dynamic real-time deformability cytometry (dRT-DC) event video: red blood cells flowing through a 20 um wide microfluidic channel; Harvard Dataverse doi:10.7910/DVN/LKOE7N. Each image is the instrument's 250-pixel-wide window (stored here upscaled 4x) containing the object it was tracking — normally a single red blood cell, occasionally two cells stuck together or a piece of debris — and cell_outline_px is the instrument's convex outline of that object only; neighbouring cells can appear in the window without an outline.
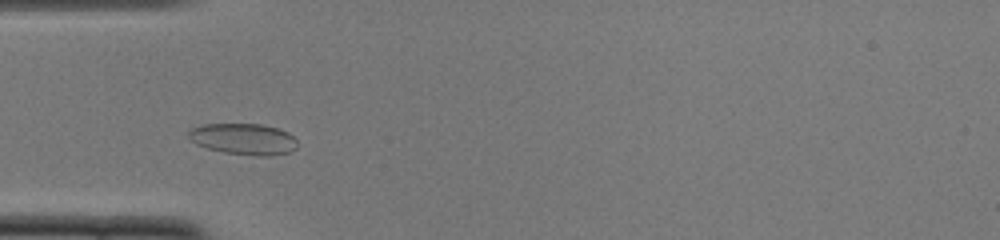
{"species": "common noctule bat (a hibernating species)", "species_latin": "Nyctalus noctula", "temperature_condition": "cold", "stored_images_in_passage": 44, "camera_frame_rate_fps": 3000, "um_per_image_px": 0.085, "animal": {"sex": "female", "body_mass_g": 22.0, "forearm_length_mm": 56.7}, "frame": {"image": 1, "passage_image": 8, "time_ms": 2.333, "image_size_px": [1000, 240], "cell_outline_px": [[296, 148], [288, 152], [272, 156], [256, 156], [224, 152], [208, 148], [196, 144], [188, 136], [188, 132], [192, 128], [204, 124], [264, 124], [288, 132], [296, 140]], "centroid_in_image_um": [20.71, 11.82], "position_along_channel_um": 64.3, "area_um2": 19.71}}
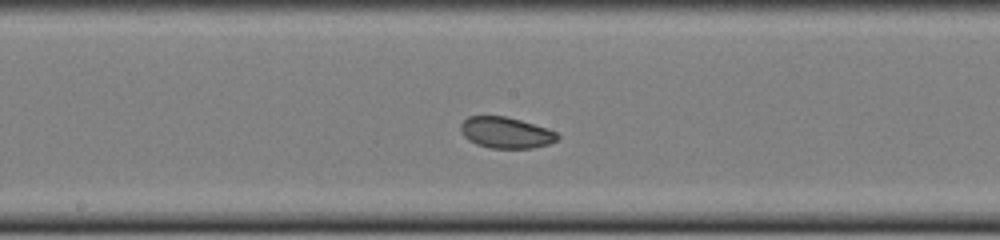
{"frame": {"image": 2, "passage_image": 19, "time_ms": 6.0, "image_size_px": [1000, 240], "cell_outline_px": [[560, 136], [556, 140], [548, 144], [532, 148], [492, 148], [476, 144], [468, 140], [464, 136], [460, 128], [460, 124], [468, 116], [504, 116], [520, 120], [548, 128], [556, 132]], "centroid_in_image_um": [43.0, 11.27], "position_along_channel_um": 205.2, "area_um2": 17.51}}
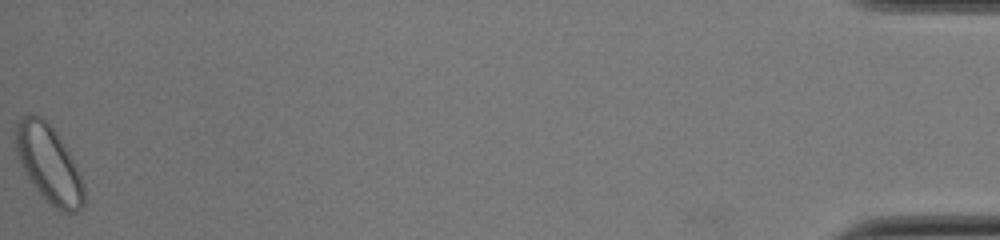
{"frame": {"image": 3, "passage_image": 44, "time_ms": 14.333, "image_size_px": [1000, 240], "cell_outline_px": [[84, 204], [76, 212], [60, 212], [32, 184], [24, 172], [20, 164], [16, 152], [16, 124], [24, 116], [32, 112], [40, 116], [56, 132], [68, 152], [84, 184]], "centroid_in_image_um": [4.13, 13.93], "position_along_channel_um": 431.1, "area_um2": 30.11}, "authors_computed_cell_mechanics": {"area_um2": 19.074, "velocity_mm_per_s": 3.8716, "shape_relaxation_time_tau1_ms": 2.6847, "shape_relaxation_time_tau2_ms": 4.5612, "deformation_change_tau1": 0.0659, "deformation_change_tau2": 0.0759}}